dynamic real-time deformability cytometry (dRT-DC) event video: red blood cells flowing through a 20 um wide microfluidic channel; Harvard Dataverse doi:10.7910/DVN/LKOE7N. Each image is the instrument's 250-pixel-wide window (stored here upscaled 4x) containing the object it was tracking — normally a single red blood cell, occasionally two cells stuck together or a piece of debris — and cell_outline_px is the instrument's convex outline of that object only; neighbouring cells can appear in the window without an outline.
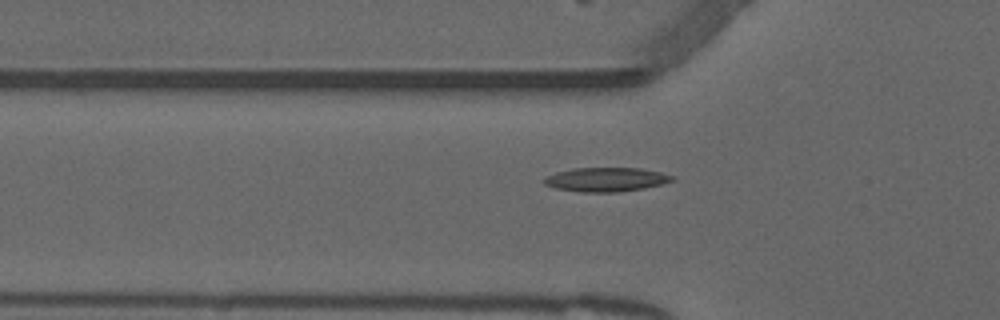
{"species": "common noctule bat (a hibernating species)", "species_latin": "Nyctalus noctula", "temperature_condition": "warm", "stored_images_in_passage": 39, "camera_frame_rate_fps": 3000, "um_per_image_px": 0.085, "animal": {"sex": "male", "forearm_length_mm": 52.5}, "frame": {"image": 1, "passage_image": 5, "time_ms": 1.333, "image_size_px": [1000, 320], "cell_outline_px": [[676, 180], [644, 188], [620, 192], [580, 192], [556, 188], [544, 184], [544, 176], [556, 172], [572, 168], [640, 168], [660, 172], [676, 176]], "centroid_in_image_um": [51.52, 15.25], "position_along_channel_um": 74.3, "area_um2": 18.09}}
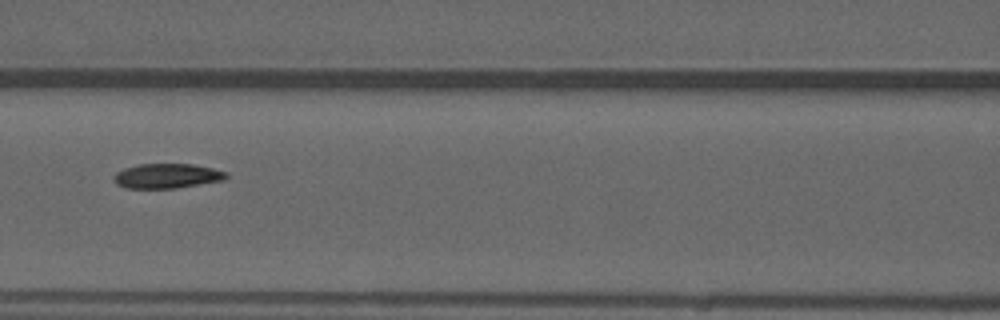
{"frame": {"image": 2, "passage_image": 11, "time_ms": 3.333, "image_size_px": [1000, 320], "cell_outline_px": [[228, 176], [224, 180], [176, 188], [124, 188], [116, 184], [112, 176], [116, 172], [124, 168], [140, 164], [192, 164], [212, 168], [228, 172]], "centroid_in_image_um": [14.18, 14.95], "position_along_channel_um": 152.4, "area_um2": 16.24}}
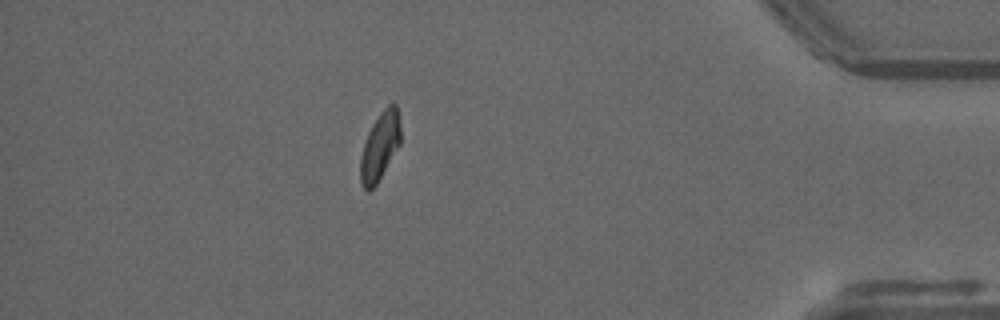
{"frame": {"image": 3, "passage_image": 34, "time_ms": 11.0, "image_size_px": [1000, 320], "cell_outline_px": [[400, 144], [376, 184], [368, 192], [360, 184], [360, 156], [368, 132], [372, 124], [380, 112], [388, 104], [396, 104], [400, 128]], "centroid_in_image_um": [32.27, 12.44], "position_along_channel_um": 402.9, "area_um2": 15.72}}